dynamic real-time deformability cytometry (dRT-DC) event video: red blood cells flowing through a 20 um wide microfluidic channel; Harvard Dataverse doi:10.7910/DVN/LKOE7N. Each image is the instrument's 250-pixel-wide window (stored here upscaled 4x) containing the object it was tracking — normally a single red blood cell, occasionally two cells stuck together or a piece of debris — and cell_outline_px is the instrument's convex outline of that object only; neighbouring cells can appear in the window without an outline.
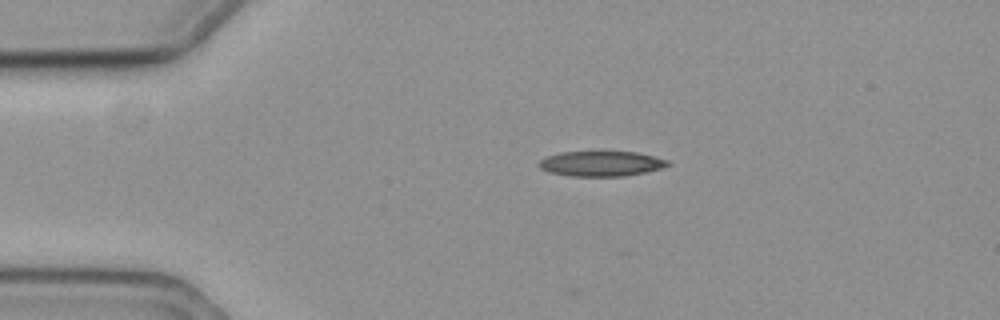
{"species": "common noctule bat (a hibernating species)", "species_latin": "Nyctalus noctula", "temperature_condition": "cold", "stored_images_in_passage": 37, "camera_frame_rate_fps": 3000, "um_per_image_px": 0.085, "animal": {"sex": "female", "body_mass_g": 19.3, "forearm_length_mm": 54.1}, "frame": {"image": 1, "passage_image": 1, "time_ms": 0.0, "image_size_px": [1000, 320], "cell_outline_px": [[672, 164], [664, 168], [648, 172], [624, 176], [572, 176], [548, 172], [540, 168], [536, 164], [540, 160], [548, 156], [560, 152], [636, 152], [668, 160]], "centroid_in_image_um": [51.12, 13.92], "position_along_channel_um": 33.9, "area_um2": 18.96}}
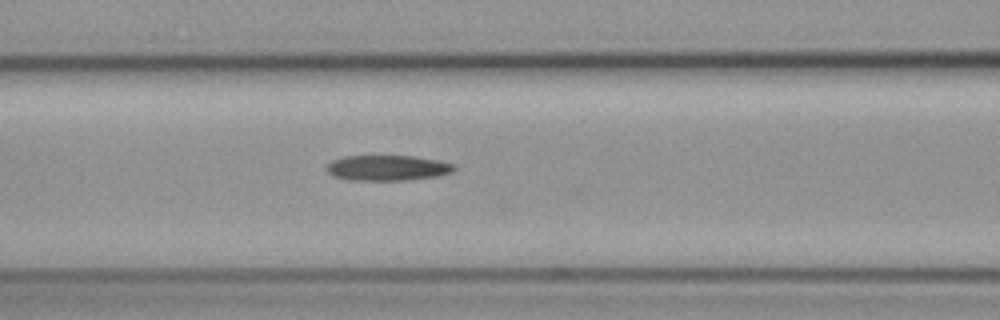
{"frame": {"image": 2, "passage_image": 13, "time_ms": 4.0, "image_size_px": [1000, 320], "cell_outline_px": [[456, 168], [452, 172], [440, 176], [408, 180], [348, 180], [332, 176], [328, 172], [328, 164], [332, 160], [344, 156], [412, 156], [440, 160], [456, 164]], "centroid_in_image_um": [32.99, 14.27], "position_along_channel_um": 133.6, "area_um2": 19.07}}
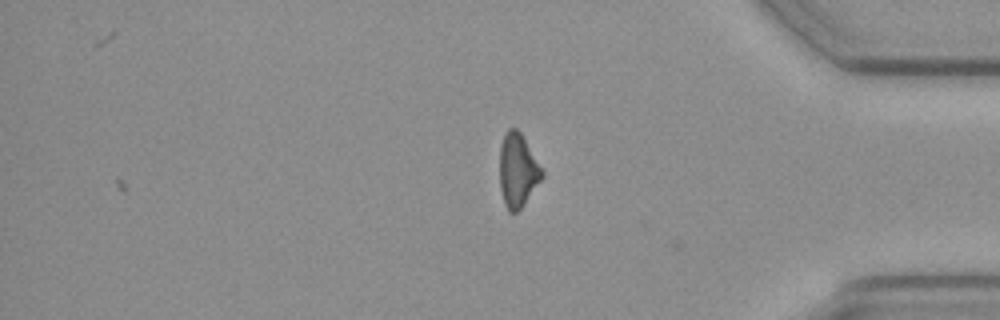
{"frame": {"image": 3, "passage_image": 37, "time_ms": 12.0, "image_size_px": [1000, 320], "cell_outline_px": [[544, 176], [524, 204], [516, 212], [508, 212], [504, 204], [500, 188], [500, 144], [504, 132], [508, 128], [516, 128], [520, 132], [544, 172]], "centroid_in_image_um": [43.99, 14.48], "position_along_channel_um": 391.2, "area_um2": 18.15}}